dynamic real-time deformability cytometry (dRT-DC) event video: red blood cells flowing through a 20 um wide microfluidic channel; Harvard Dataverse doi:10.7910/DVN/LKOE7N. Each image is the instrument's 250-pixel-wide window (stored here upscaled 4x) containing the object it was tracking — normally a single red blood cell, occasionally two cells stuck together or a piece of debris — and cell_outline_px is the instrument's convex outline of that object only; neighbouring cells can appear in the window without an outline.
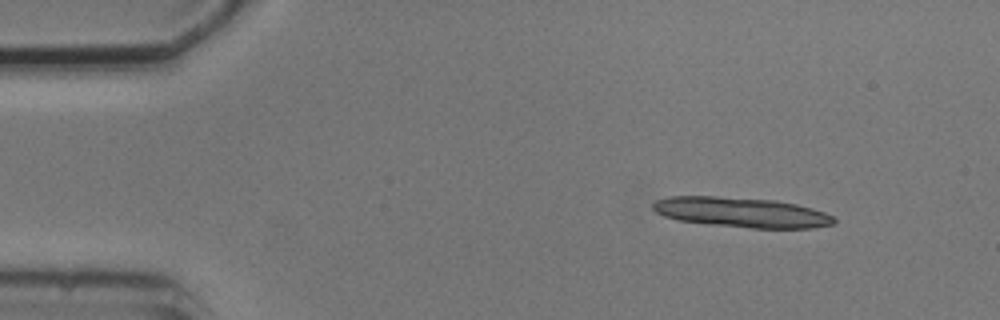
{"species": "common noctule bat (a hibernating species)", "species_latin": "Nyctalus noctula", "temperature_condition": "cold", "stored_images_in_passage": 4, "camera_frame_rate_fps": 3000, "um_per_image_px": 0.085, "animal": {"sex": "male", "body_mass_g": 20.5, "forearm_length_mm": 52.5}, "frame": {"image": 1, "passage_image": 1, "time_ms": 0.0, "image_size_px": [1000, 320], "cell_outline_px": [[836, 224], [812, 228], [752, 228], [708, 224], [680, 220], [664, 216], [656, 212], [652, 208], [652, 204], [656, 200], [668, 196], [716, 196], [776, 200], [796, 204], [812, 208], [824, 212], [832, 216], [836, 220]], "centroid_in_image_um": [63.03, 18.04], "position_along_channel_um": 22.0, "area_um2": 31.73}}